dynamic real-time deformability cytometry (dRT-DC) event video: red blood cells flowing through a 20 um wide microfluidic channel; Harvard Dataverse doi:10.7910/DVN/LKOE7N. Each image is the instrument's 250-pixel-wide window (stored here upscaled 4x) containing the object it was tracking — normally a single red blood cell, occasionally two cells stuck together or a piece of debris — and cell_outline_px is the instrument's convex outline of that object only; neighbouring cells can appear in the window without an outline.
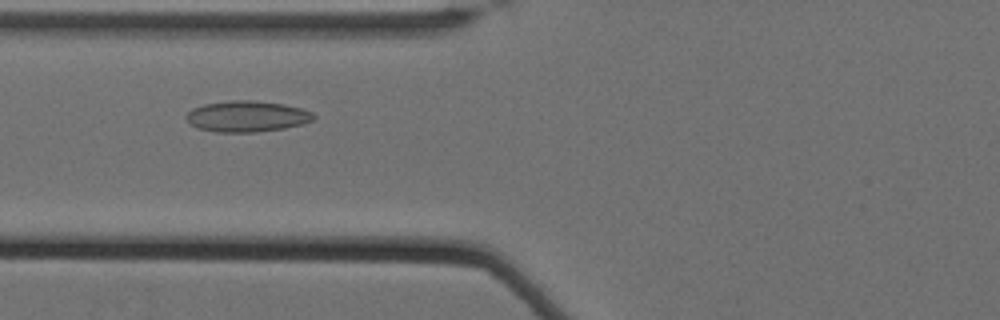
{"species": "Egyptian fruit bat (a non-hibernating species)", "species_latin": "Rousettus aegyptiacus", "temperature_condition": "cold", "stored_images_in_passage": 50, "camera_frame_rate_fps": 3000, "um_per_image_px": 0.085, "animal": {"sex": "female"}, "frame": {"image": 1, "passage_image": 16, "time_ms": 5.0, "image_size_px": [1000, 320], "cell_outline_px": [[316, 120], [284, 128], [256, 132], [216, 132], [196, 128], [188, 124], [184, 116], [192, 108], [204, 104], [236, 100], [252, 100], [284, 104], [300, 108], [312, 112], [316, 116]], "centroid_in_image_um": [20.96, 9.89], "position_along_channel_um": 104.8, "area_um2": 23.18}}
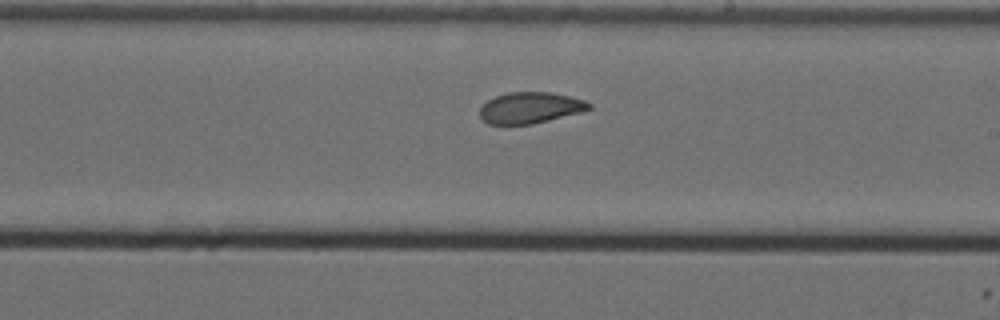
{"frame": {"image": 2, "passage_image": 28, "time_ms": 9.0, "image_size_px": [1000, 320], "cell_outline_px": [[592, 108], [584, 112], [532, 124], [488, 124], [480, 116], [480, 108], [488, 100], [496, 96], [508, 92], [552, 92], [584, 100], [592, 104]], "centroid_in_image_um": [45.11, 9.16], "position_along_channel_um": 243.9, "area_um2": 19.88}}
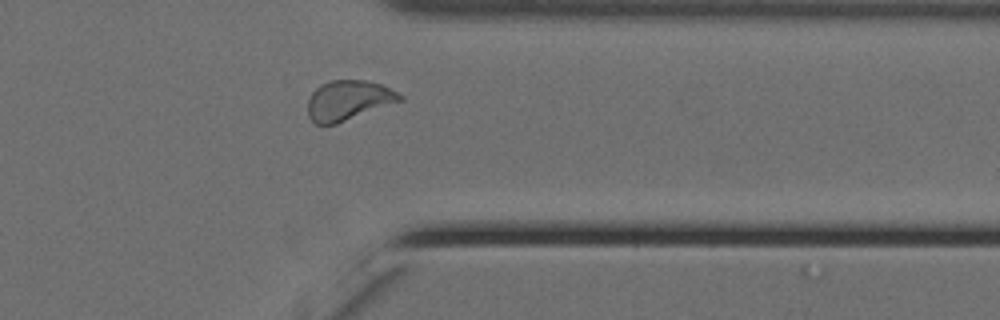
{"frame": {"image": 3, "passage_image": 40, "time_ms": 13.0, "image_size_px": [1000, 320], "cell_outline_px": [[404, 100], [336, 124], [316, 124], [308, 116], [308, 100], [312, 92], [320, 84], [332, 80], [364, 80], [380, 84], [404, 96]], "centroid_in_image_um": [29.61, 8.53], "position_along_channel_um": 381.8, "area_um2": 21.33}, "authors_computed_cell_mechanics": {"area_um2": 21.2704, "velocity_mm_per_s": 3.4691, "shape_relaxation_time_tau1_ms": null, "shape_relaxation_time_tau2_ms": 2.5627, "deformation_change_tau1": null, "deformation_change_tau2": 0.0709}}